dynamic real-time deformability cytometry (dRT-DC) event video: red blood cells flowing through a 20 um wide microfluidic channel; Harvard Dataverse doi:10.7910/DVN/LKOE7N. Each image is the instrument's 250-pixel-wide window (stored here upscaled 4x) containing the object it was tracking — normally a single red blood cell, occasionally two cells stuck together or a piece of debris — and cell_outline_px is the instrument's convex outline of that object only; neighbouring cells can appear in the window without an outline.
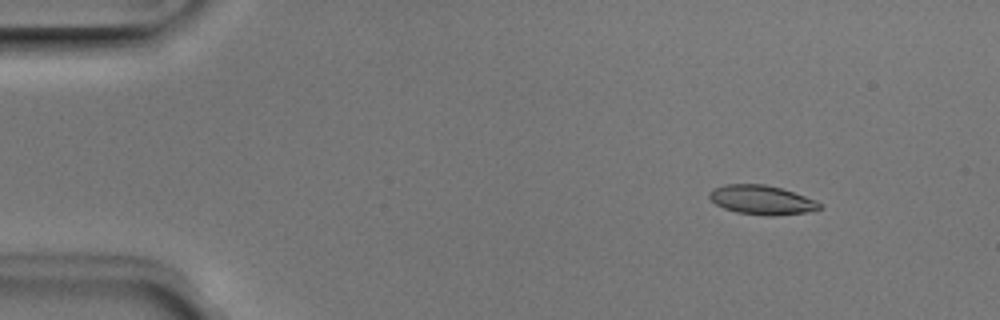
{"species": "Egyptian fruit bat (a non-hibernating species)", "species_latin": "Rousettus aegyptiacus", "temperature_condition": "room temperature", "stored_images_in_passage": 50, "camera_frame_rate_fps": 3000, "um_per_image_px": 0.085, "animal": {"sex": "male"}, "frame": {"image": 1, "passage_image": 5, "time_ms": 1.333, "image_size_px": [1000, 320], "cell_outline_px": [[824, 208], [808, 212], [776, 216], [768, 216], [736, 212], [724, 208], [716, 204], [708, 196], [708, 192], [724, 184], [764, 184], [780, 188], [816, 200]], "centroid_in_image_um": [64.76, 17.0], "position_along_channel_um": 20.2, "area_um2": 18.73}}
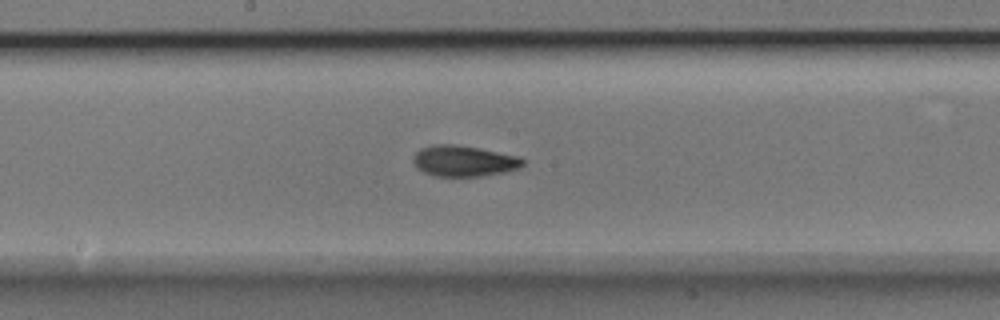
{"frame": {"image": 2, "passage_image": 26, "time_ms": 8.333, "image_size_px": [1000, 320], "cell_outline_px": [[524, 164], [520, 168], [504, 172], [480, 176], [436, 176], [424, 172], [416, 168], [412, 160], [412, 156], [420, 148], [432, 144], [456, 144], [480, 148], [520, 156], [524, 160]], "centroid_in_image_um": [39.41, 13.67], "position_along_channel_um": 208.8, "area_um2": 20.0}}
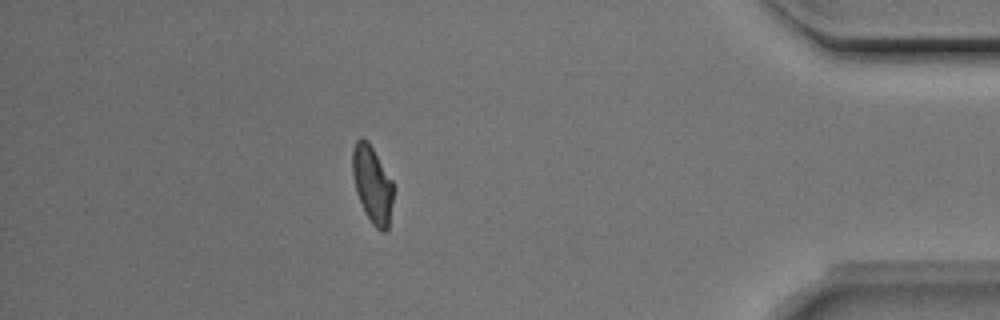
{"frame": {"image": 3, "passage_image": 44, "time_ms": 14.333, "image_size_px": [1000, 320], "cell_outline_px": [[392, 200], [388, 228], [384, 232], [380, 232], [372, 224], [356, 192], [352, 176], [352, 148], [356, 140], [360, 136], [368, 140], [392, 180]], "centroid_in_image_um": [31.62, 15.62], "position_along_channel_um": 403.6, "area_um2": 18.21}, "authors_computed_cell_mechanics": {"area_um2": 18.6405, "velocity_mm_per_s": 3.9624, "shape_relaxation_time_tau1_ms": 3.2701, "shape_relaxation_time_tau2_ms": 2.0344, "deformation_change_tau1": 0.1511, "deformation_change_tau2": 0.0823}}